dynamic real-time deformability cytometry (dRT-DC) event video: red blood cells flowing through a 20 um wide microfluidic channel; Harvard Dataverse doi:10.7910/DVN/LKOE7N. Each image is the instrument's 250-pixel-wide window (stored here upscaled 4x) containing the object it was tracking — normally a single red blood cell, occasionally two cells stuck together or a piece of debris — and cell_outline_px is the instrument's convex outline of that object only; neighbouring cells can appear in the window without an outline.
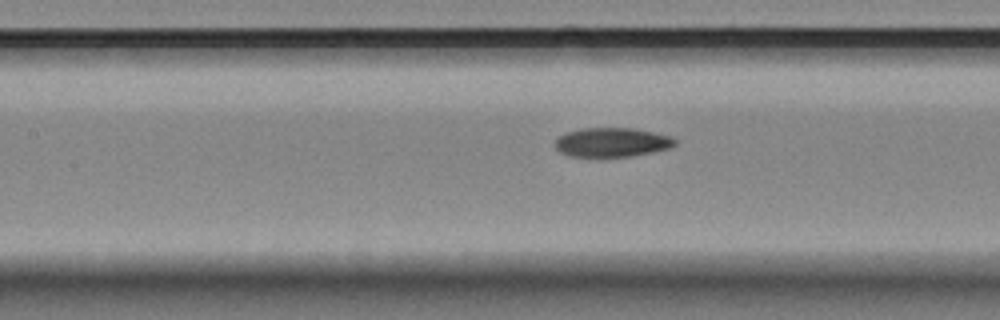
{"species": "Egyptian fruit bat (a non-hibernating species)", "species_latin": "Rousettus aegyptiacus", "temperature_condition": "room temperature", "stored_images_in_passage": 9, "camera_frame_rate_fps": 3000, "um_per_image_px": 0.085, "animal": {"sex": "female"}, "frame": {"image": 1, "passage_image": 9, "time_ms": 10.0, "image_size_px": [1000, 320], "cell_outline_px": [[676, 144], [668, 148], [652, 152], [628, 156], [572, 156], [560, 152], [552, 144], [564, 132], [584, 128], [636, 128], [672, 136], [676, 140]], "centroid_in_image_um": [52.01, 12.08], "position_along_channel_um": 155.4, "area_um2": 20.35}}